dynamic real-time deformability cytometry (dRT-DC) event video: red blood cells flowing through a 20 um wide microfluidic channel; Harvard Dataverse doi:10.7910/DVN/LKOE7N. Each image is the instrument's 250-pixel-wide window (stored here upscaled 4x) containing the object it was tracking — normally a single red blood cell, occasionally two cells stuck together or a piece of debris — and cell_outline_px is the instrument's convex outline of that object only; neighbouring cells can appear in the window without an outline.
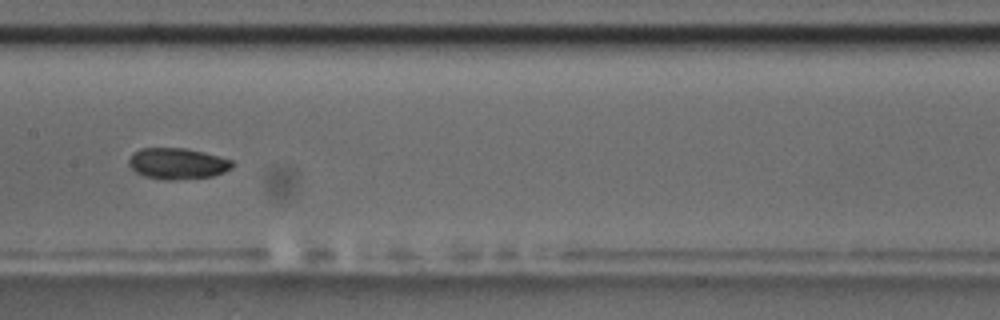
{"species": "common noctule bat (a hibernating species)", "species_latin": "Nyctalus noctula", "temperature_condition": "room temperature", "stored_images_in_passage": 10, "camera_frame_rate_fps": 3000, "um_per_image_px": 0.085, "animal": {"sex": "male", "body_mass_g": 17.5, "forearm_length_mm": 52.3}, "frame": {"image": 1, "passage_image": 9, "time_ms": 9.0, "image_size_px": [1000, 320], "cell_outline_px": [[232, 168], [224, 172], [212, 176], [176, 180], [168, 180], [144, 176], [136, 172], [128, 164], [128, 160], [132, 152], [140, 148], [184, 148], [204, 152], [232, 160]], "centroid_in_image_um": [15.05, 13.9], "position_along_channel_um": 192.3, "area_um2": 18.79}}
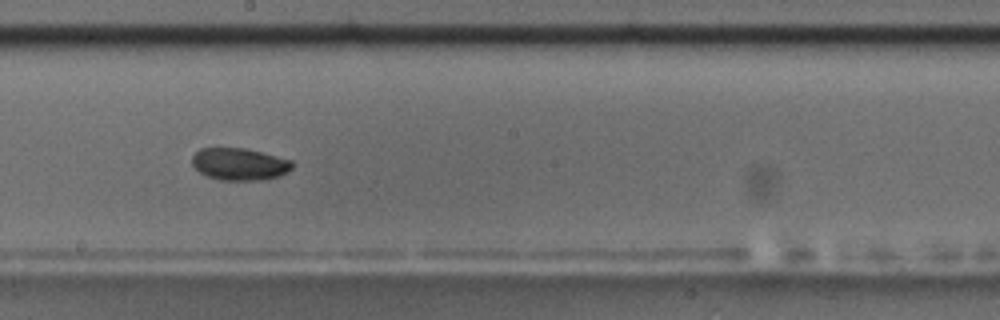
{"frame": {"image": 2, "passage_image": 10, "time_ms": 10.0, "image_size_px": [1000, 320], "cell_outline_px": [[292, 168], [288, 172], [280, 176], [264, 180], [220, 180], [208, 176], [200, 172], [192, 164], [192, 156], [200, 148], [244, 148], [292, 160]], "centroid_in_image_um": [20.36, 13.95], "position_along_channel_um": 227.8, "area_um2": 18.73}}